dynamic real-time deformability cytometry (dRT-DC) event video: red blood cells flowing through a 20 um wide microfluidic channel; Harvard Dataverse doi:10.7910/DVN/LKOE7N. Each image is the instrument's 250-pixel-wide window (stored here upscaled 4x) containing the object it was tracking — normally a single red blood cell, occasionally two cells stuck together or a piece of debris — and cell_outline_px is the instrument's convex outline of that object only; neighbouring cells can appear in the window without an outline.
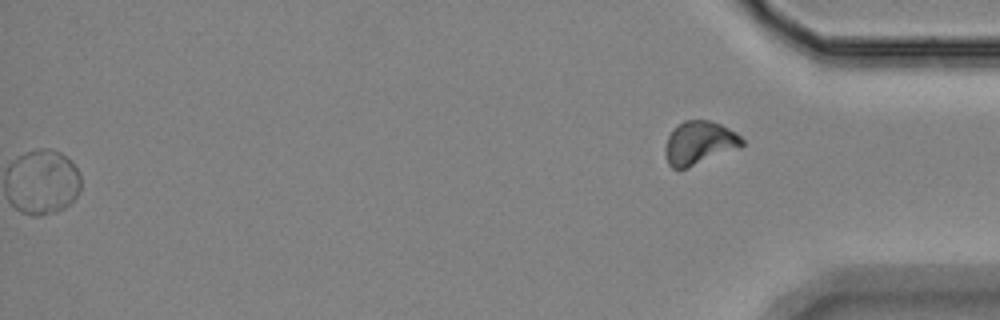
{"species": "Egyptian fruit bat (a non-hibernating species)", "species_latin": "Rousettus aegyptiacus", "temperature_condition": "room temperature", "stored_images_in_passage": 46, "segment_of_instrument_passage": [2, 2], "camera_frame_rate_fps": 3000, "um_per_image_px": 0.085, "animal": {"sex": "female"}, "frame": {"image": 1, "passage_image": 46, "time_ms": 15.0, "image_size_px": [1000, 320], "cell_outline_px": [[744, 144], [688, 168], [672, 168], [668, 164], [664, 152], [664, 148], [668, 136], [684, 120], [708, 120], [720, 124], [736, 132], [744, 140]], "centroid_in_image_um": [59.41, 12.14], "position_along_channel_um": 375.8, "area_um2": 18.96}}